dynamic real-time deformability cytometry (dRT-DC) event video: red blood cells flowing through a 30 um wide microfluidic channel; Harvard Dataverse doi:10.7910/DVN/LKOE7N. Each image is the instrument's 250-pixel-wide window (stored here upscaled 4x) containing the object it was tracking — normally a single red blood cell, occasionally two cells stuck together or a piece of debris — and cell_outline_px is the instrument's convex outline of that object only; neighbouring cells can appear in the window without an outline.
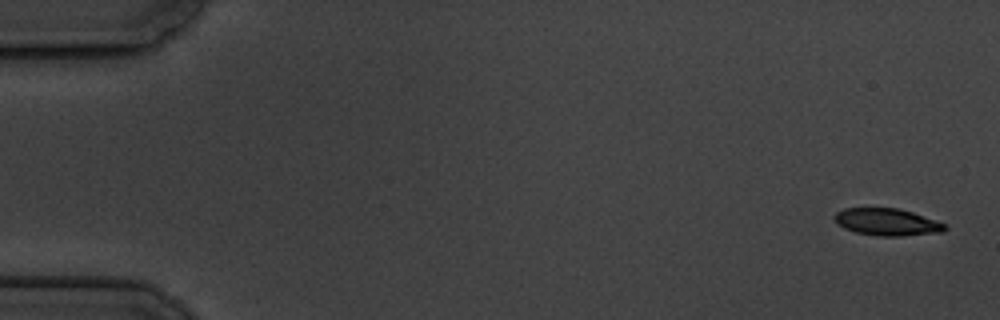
{"species": "common noctule bat (a hibernating species)", "species_latin": "Nyctalus noctula", "temperature_condition": "cold", "stored_images_in_passage": 6, "camera_frame_rate_fps": 3000, "um_per_image_px": 0.085, "animal": {"sex": "male", "body_mass_g": 19.5, "forearm_length_mm": 54.6}, "frame": {"image": 1, "passage_image": 1, "time_ms": 0.0, "image_size_px": [1000, 320], "cell_outline_px": [[948, 228], [944, 232], [904, 236], [876, 236], [856, 232], [844, 228], [836, 224], [832, 216], [836, 212], [844, 208], [900, 208], [948, 224]], "centroid_in_image_um": [75.41, 18.87], "position_along_channel_um": 9.6, "area_um2": 17.8}}
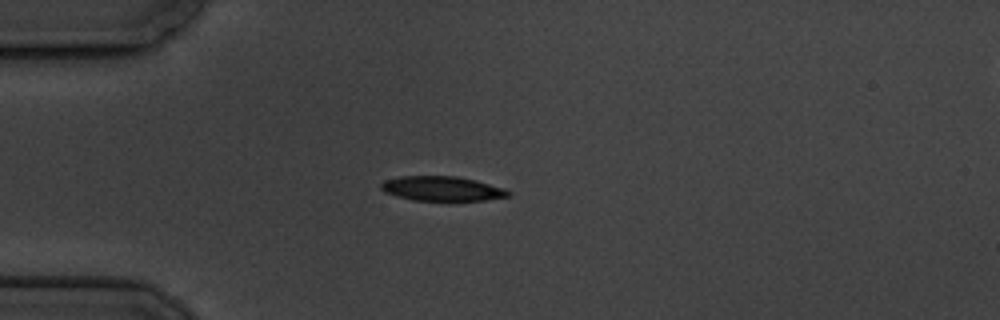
{"frame": {"image": 2, "passage_image": 4, "time_ms": 4.667, "image_size_px": [1000, 320], "cell_outline_px": [[512, 196], [484, 200], [412, 200], [396, 196], [384, 192], [380, 188], [380, 184], [384, 180], [400, 176], [456, 176], [476, 180], [504, 188], [512, 192]], "centroid_in_image_um": [37.57, 16.03], "position_along_channel_um": 47.4, "area_um2": 18.32}}